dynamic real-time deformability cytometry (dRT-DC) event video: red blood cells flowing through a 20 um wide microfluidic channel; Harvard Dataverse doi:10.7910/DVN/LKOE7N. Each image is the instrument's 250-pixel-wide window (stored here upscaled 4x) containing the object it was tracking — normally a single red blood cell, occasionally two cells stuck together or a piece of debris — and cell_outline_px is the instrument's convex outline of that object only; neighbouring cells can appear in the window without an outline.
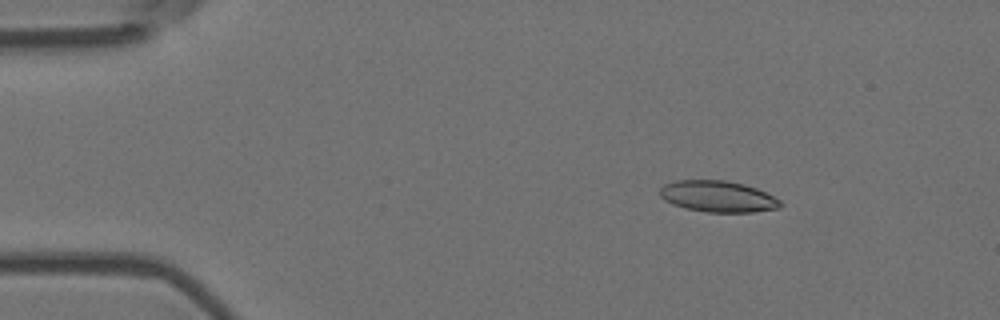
{"species": "Egyptian fruit bat (a non-hibernating species)", "species_latin": "Rousettus aegyptiacus", "temperature_condition": "room temperature", "stored_images_in_passage": 21, "camera_frame_rate_fps": 3000, "um_per_image_px": 0.085, "animal": {"sex": "female"}, "frame": {"image": 1, "passage_image": 1, "time_ms": 0.0, "image_size_px": [1000, 320], "cell_outline_px": [[784, 204], [780, 208], [752, 212], [708, 212], [684, 208], [672, 204], [664, 200], [660, 196], [660, 188], [664, 184], [676, 180], [724, 180], [744, 184], [756, 188], [780, 200]], "centroid_in_image_um": [61.01, 16.7], "position_along_channel_um": 24.0, "area_um2": 22.02}}
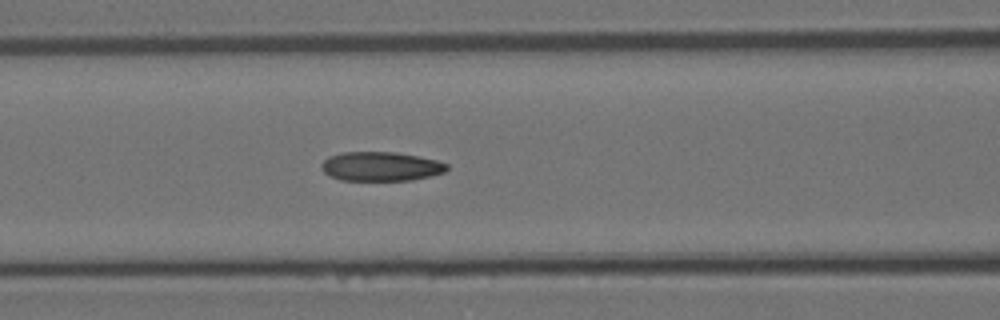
{"frame": {"image": 2, "passage_image": 16, "time_ms": 5.0, "image_size_px": [1000, 320], "cell_outline_px": [[448, 168], [444, 172], [412, 180], [340, 180], [324, 172], [320, 168], [320, 164], [328, 156], [340, 152], [396, 152], [436, 160], [448, 164]], "centroid_in_image_um": [32.33, 14.14], "position_along_channel_um": 134.3, "area_um2": 21.27}}
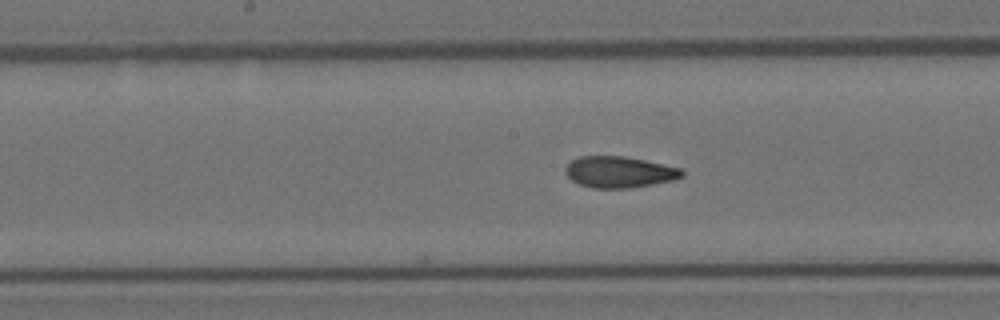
{"frame": {"image": 3, "passage_image": 21, "time_ms": 6.667, "image_size_px": [1000, 320], "cell_outline_px": [[684, 176], [676, 180], [632, 188], [592, 188], [580, 184], [572, 180], [564, 172], [564, 168], [572, 160], [580, 156], [624, 156], [684, 168]], "centroid_in_image_um": [52.69, 14.62], "position_along_channel_um": 195.5, "area_um2": 21.5}}